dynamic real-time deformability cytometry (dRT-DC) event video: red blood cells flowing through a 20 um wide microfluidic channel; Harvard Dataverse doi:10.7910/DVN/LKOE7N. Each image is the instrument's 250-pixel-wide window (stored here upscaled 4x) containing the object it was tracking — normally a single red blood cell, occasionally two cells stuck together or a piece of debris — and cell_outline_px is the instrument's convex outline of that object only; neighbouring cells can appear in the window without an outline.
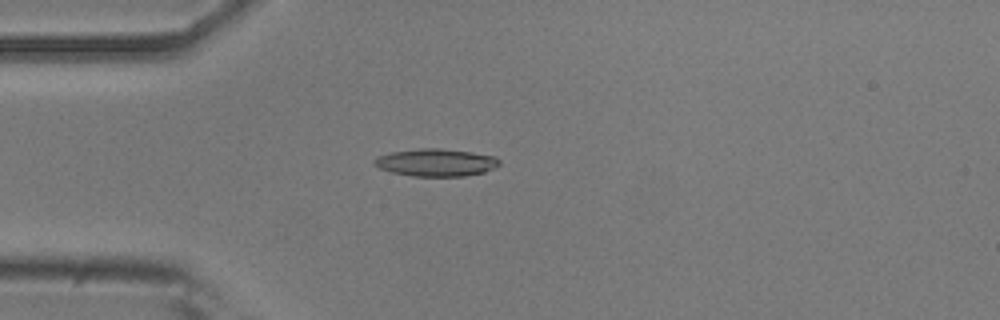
{"species": "common noctule bat (a hibernating species)", "species_latin": "Nyctalus noctula", "temperature_condition": "room temperature", "stored_images_in_passage": 36, "camera_frame_rate_fps": 3000, "um_per_image_px": 0.085, "animal": {"sex": "male", "body_mass_g": 20.5, "forearm_length_mm": 52.5}, "frame": {"image": 1, "passage_image": 4, "time_ms": 1.0, "image_size_px": [1000, 320], "cell_outline_px": [[500, 164], [496, 168], [484, 172], [464, 176], [412, 176], [392, 172], [380, 168], [372, 164], [372, 160], [376, 156], [392, 152], [420, 148], [440, 148], [472, 152], [496, 156], [500, 160]], "centroid_in_image_um": [37.07, 13.81], "position_along_channel_um": 47.9, "area_um2": 20.23}}
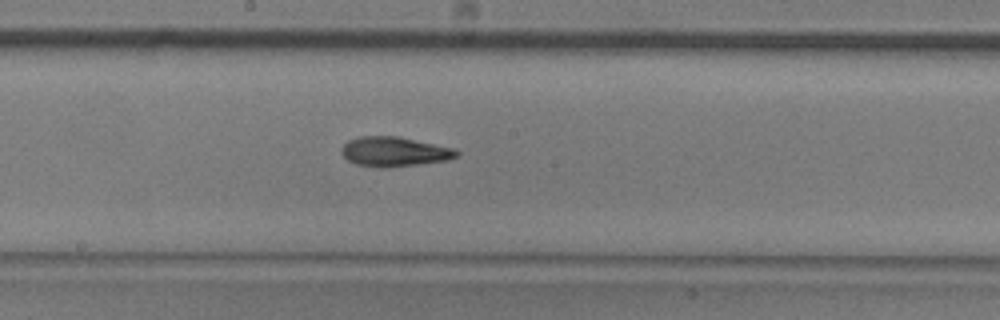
{"frame": {"image": 2, "passage_image": 18, "time_ms": 5.667, "image_size_px": [1000, 320], "cell_outline_px": [[460, 156], [448, 160], [384, 168], [380, 168], [356, 164], [348, 160], [340, 152], [340, 148], [348, 140], [360, 136], [396, 136], [452, 148], [460, 152]], "centroid_in_image_um": [33.48, 12.89], "position_along_channel_um": 214.7, "area_um2": 19.77}}
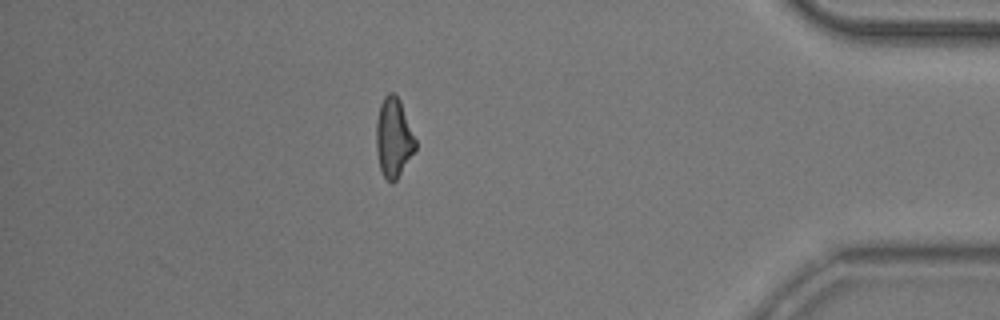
{"frame": {"image": 3, "passage_image": 36, "time_ms": 11.667, "image_size_px": [1000, 320], "cell_outline_px": [[416, 148], [396, 180], [392, 184], [384, 176], [380, 168], [376, 152], [376, 120], [380, 104], [384, 96], [388, 92], [392, 92], [400, 100], [416, 140]], "centroid_in_image_um": [33.44, 11.69], "position_along_channel_um": 401.8, "area_um2": 18.03}, "authors_computed_cell_mechanics": {"area_um2": 18.9295, "velocity_mm_per_s": 3.8141, "shape_relaxation_time_tau1_ms": 7.3683, "shape_relaxation_time_tau2_ms": 3.5963, "deformation_change_tau1": 0.1962, "deformation_change_tau2": 0.1292}}